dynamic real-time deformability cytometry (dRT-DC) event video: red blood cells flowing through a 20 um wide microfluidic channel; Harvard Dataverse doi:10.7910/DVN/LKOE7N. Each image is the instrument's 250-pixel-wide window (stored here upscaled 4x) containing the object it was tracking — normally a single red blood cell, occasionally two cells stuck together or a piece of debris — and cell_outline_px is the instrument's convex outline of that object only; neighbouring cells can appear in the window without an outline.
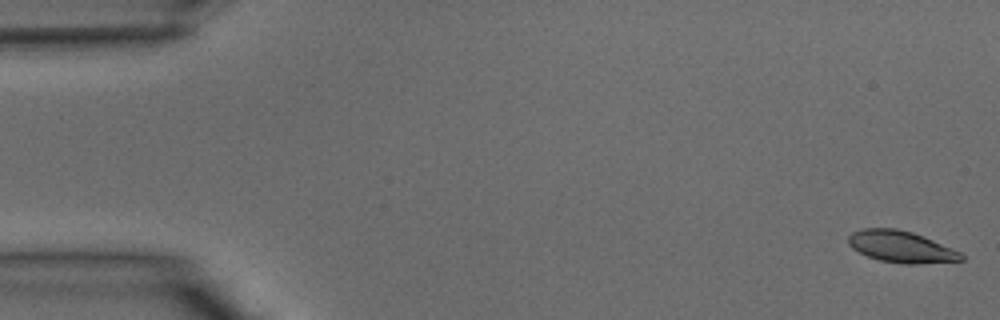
{"species": "common noctule bat (a hibernating species)", "species_latin": "Nyctalus noctula", "temperature_condition": "warm", "stored_images_in_passage": 39, "camera_frame_rate_fps": 3000, "um_per_image_px": 0.085, "animal": {"sex": "male", "body_mass_g": 15.6}, "frame": {"image": 1, "passage_image": 1, "time_ms": 0.0, "image_size_px": [1000, 320], "cell_outline_px": [[964, 260], [916, 264], [904, 264], [880, 260], [868, 256], [852, 248], [848, 244], [848, 236], [852, 232], [864, 228], [896, 228], [912, 232], [924, 236], [960, 252], [964, 256]], "centroid_in_image_um": [76.58, 20.97], "position_along_channel_um": 8.4, "area_um2": 20.69}}
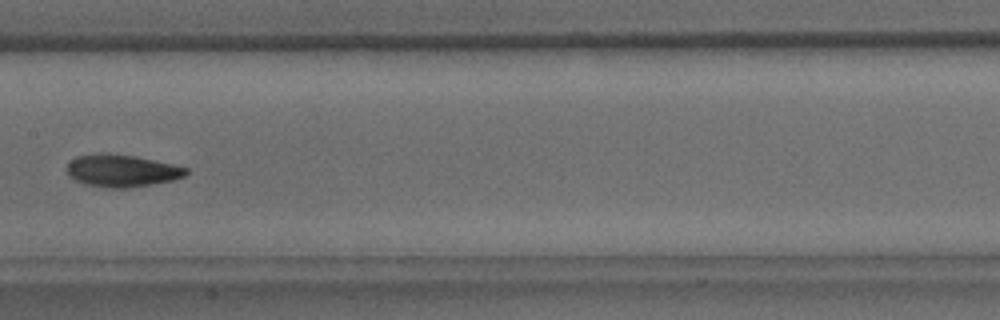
{"frame": {"image": 2, "passage_image": 20, "time_ms": 6.333, "image_size_px": [1000, 320], "cell_outline_px": [[188, 172], [184, 176], [172, 180], [152, 184], [124, 188], [108, 188], [84, 184], [68, 176], [68, 164], [76, 156], [100, 152], [108, 152], [136, 156], [172, 164], [188, 168]], "centroid_in_image_um": [10.33, 14.49], "position_along_channel_um": 197.1, "area_um2": 22.48}}
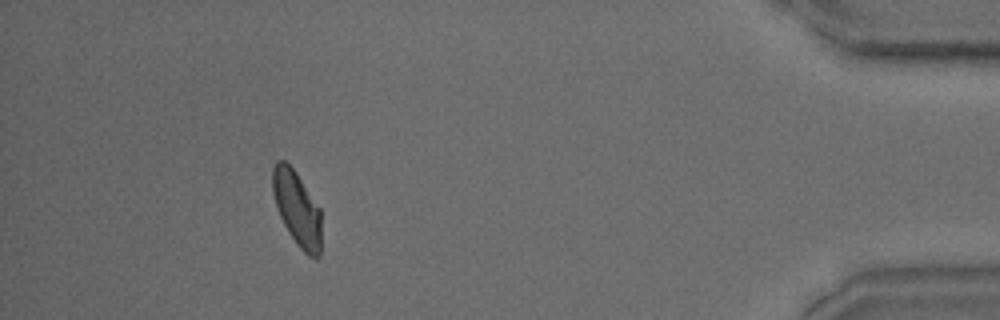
{"frame": {"image": 3, "passage_image": 36, "time_ms": 11.667, "image_size_px": [1000, 320], "cell_outline_px": [[320, 256], [316, 260], [308, 256], [296, 244], [288, 232], [276, 208], [272, 192], [272, 168], [276, 160], [284, 160], [296, 172], [320, 208]], "centroid_in_image_um": [25.23, 17.73], "position_along_channel_um": 410.0, "area_um2": 21.33}}